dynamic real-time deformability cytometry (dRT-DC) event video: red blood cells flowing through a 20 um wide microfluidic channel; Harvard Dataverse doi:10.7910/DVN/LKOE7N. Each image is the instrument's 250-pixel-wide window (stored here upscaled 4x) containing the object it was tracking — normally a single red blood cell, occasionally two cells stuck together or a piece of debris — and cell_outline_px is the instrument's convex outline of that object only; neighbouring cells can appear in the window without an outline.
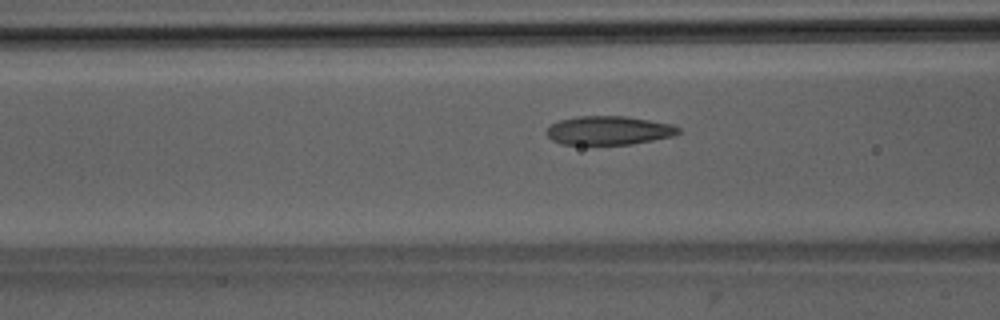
{"species": "Egyptian fruit bat (a non-hibernating species)", "species_latin": "Rousettus aegyptiacus", "temperature_condition": "room temperature", "stored_images_in_passage": 41, "camera_frame_rate_fps": 3000, "um_per_image_px": 0.085, "animal": {"sex": "male"}, "frame": {"image": 1, "passage_image": 10, "time_ms": 3.0, "image_size_px": [1000, 320], "cell_outline_px": [[680, 132], [676, 136], [632, 144], [560, 144], [552, 140], [544, 132], [552, 124], [560, 120], [576, 116], [624, 116], [672, 124], [680, 128]], "centroid_in_image_um": [51.76, 11.09], "position_along_channel_um": 114.8, "area_um2": 22.14}}
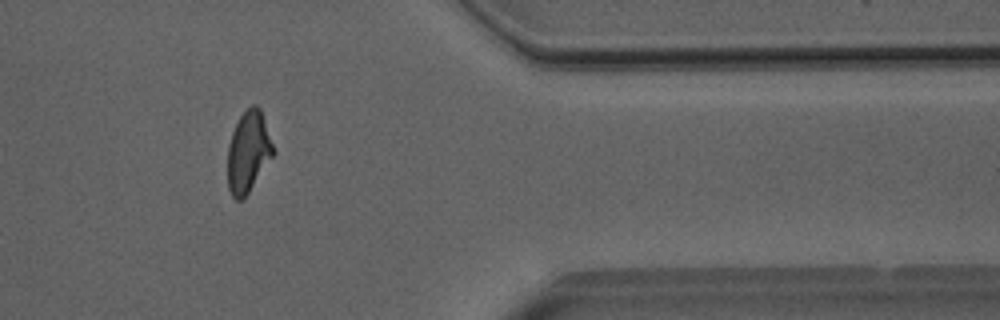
{"frame": {"image": 2, "passage_image": 32, "time_ms": 10.333, "image_size_px": [1000, 320], "cell_outline_px": [[276, 152], [244, 200], [236, 200], [232, 196], [228, 188], [228, 144], [232, 132], [240, 116], [252, 104], [256, 104], [260, 108]], "centroid_in_image_um": [21.11, 12.94], "position_along_channel_um": 390.3, "area_um2": 21.73}}
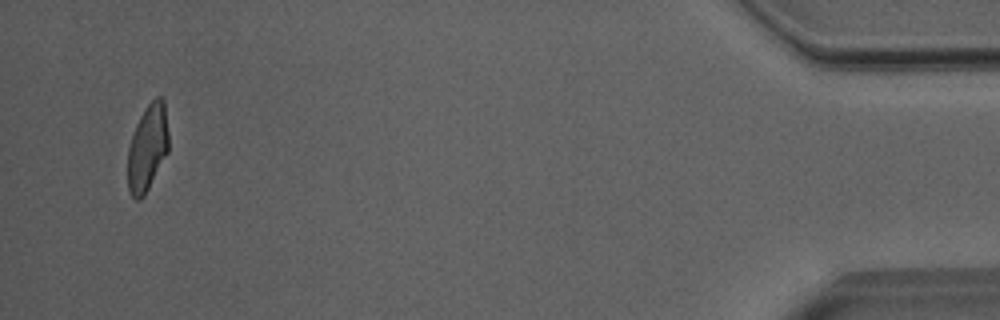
{"frame": {"image": 3, "passage_image": 39, "time_ms": 12.667, "image_size_px": [1000, 320], "cell_outline_px": [[168, 152], [144, 196], [140, 200], [136, 200], [128, 192], [128, 148], [136, 124], [140, 116], [148, 104], [156, 96], [160, 96], [164, 100], [168, 132]], "centroid_in_image_um": [12.54, 12.57], "position_along_channel_um": 422.7, "area_um2": 20.58}, "authors_computed_cell_mechanics": {"area_um2": 21.964, "velocity_mm_per_s": 4.0201, "shape_relaxation_time_tau1_ms": 6.4073, "shape_relaxation_time_tau2_ms": 0.9771, "deformation_change_tau1": 0.194, "deformation_change_tau2": 0.0678}}